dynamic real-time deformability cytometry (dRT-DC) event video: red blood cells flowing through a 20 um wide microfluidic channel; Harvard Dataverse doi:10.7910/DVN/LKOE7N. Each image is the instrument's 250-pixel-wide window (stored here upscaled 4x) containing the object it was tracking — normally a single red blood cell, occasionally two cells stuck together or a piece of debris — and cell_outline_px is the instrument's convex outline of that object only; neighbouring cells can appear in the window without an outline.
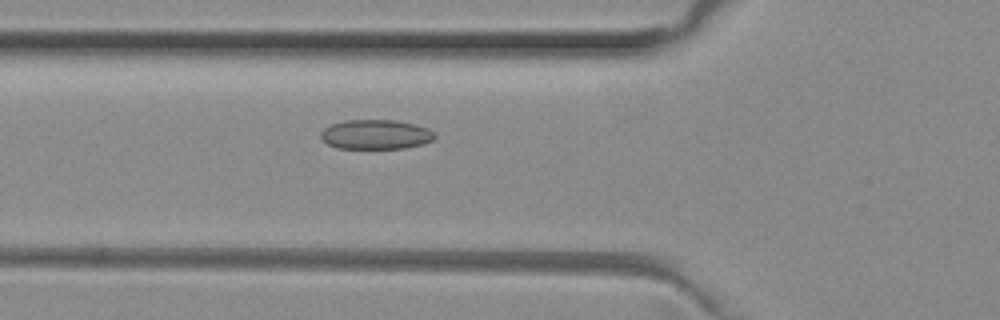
{"species": "common noctule bat (a hibernating species)", "species_latin": "Nyctalus noctula", "temperature_condition": "room temperature", "stored_images_in_passage": 34, "camera_frame_rate_fps": 3000, "um_per_image_px": 0.085, "animal": {"sex": "female", "body_mass_g": 29.2, "forearm_length_mm": 56.3}, "frame": {"image": 1, "passage_image": 4, "time_ms": 1.0, "image_size_px": [1000, 320], "cell_outline_px": [[436, 136], [432, 140], [424, 144], [404, 148], [336, 148], [328, 144], [320, 136], [320, 132], [324, 128], [332, 124], [344, 120], [396, 120], [428, 128]], "centroid_in_image_um": [31.92, 11.43], "position_along_channel_um": 93.9, "area_um2": 19.54}}
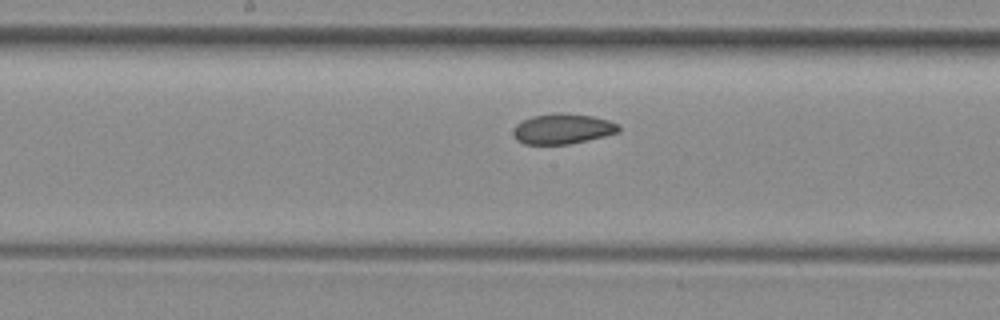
{"frame": {"image": 2, "passage_image": 12, "time_ms": 3.667, "image_size_px": [1000, 320], "cell_outline_px": [[620, 132], [604, 136], [568, 144], [524, 144], [516, 140], [512, 132], [516, 124], [532, 116], [556, 112], [560, 112], [592, 116], [608, 120], [620, 124]], "centroid_in_image_um": [47.82, 10.94], "position_along_channel_um": 200.4, "area_um2": 18.67}}
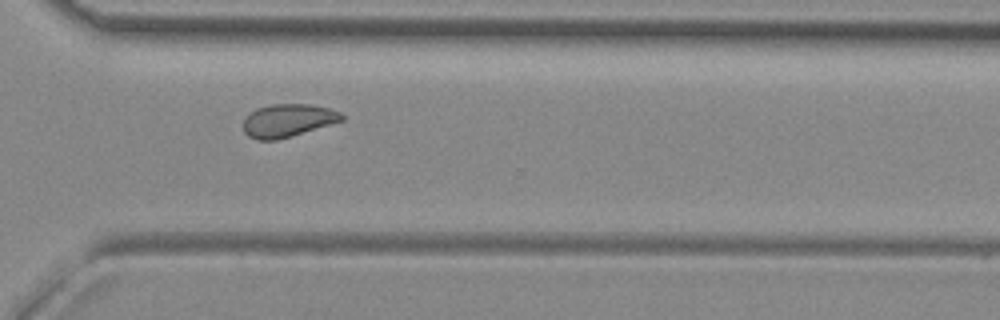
{"frame": {"image": 3, "passage_image": 23, "time_ms": 7.333, "image_size_px": [1000, 320], "cell_outline_px": [[344, 120], [276, 140], [256, 140], [248, 136], [244, 132], [244, 120], [256, 108], [272, 104], [312, 104], [328, 108], [340, 112], [344, 116]], "centroid_in_image_um": [24.46, 10.23], "position_along_channel_um": 346.1, "area_um2": 18.67}, "authors_computed_cell_mechanics": {"area_um2": 19.1896, "velocity_mm_per_s": 3.9761, "shape_relaxation_time_tau1_ms": null, "shape_relaxation_time_tau2_ms": 3.9073, "deformation_change_tau1": null, "deformation_change_tau2": 0.0784}}